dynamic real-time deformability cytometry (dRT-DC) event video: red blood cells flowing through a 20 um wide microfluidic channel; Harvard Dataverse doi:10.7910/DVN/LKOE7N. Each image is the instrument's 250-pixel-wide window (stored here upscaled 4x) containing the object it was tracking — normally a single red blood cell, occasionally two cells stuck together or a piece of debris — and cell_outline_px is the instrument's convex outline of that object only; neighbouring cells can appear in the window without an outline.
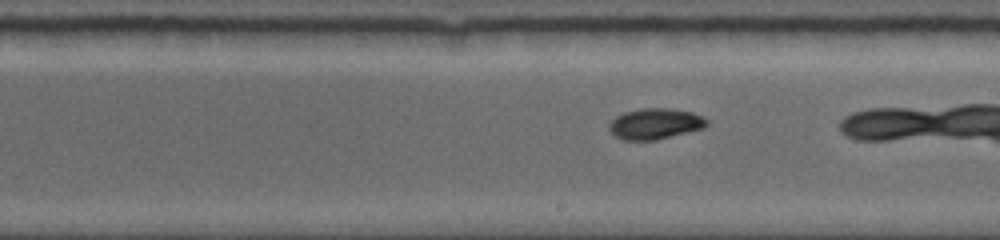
{"species": "common noctule bat (a hibernating species)", "species_latin": "Nyctalus noctula", "temperature_condition": "room temperature", "stored_images_in_passage": 27, "camera_frame_rate_fps": 5000, "um_per_image_px": 0.085, "animal": {"sex": "female", "body_mass_g": 19.0, "forearm_length_mm": 56.7}, "frame": {"image": 1, "passage_image": 12, "time_ms": 4.2, "image_size_px": [1000, 240], "cell_outline_px": [[708, 124], [704, 128], [656, 140], [624, 140], [616, 136], [608, 128], [608, 124], [616, 116], [624, 112], [640, 108], [668, 108], [692, 112], [704, 116], [708, 120]], "centroid_in_image_um": [55.7, 10.51], "position_along_channel_um": 233.3, "area_um2": 17.63}}